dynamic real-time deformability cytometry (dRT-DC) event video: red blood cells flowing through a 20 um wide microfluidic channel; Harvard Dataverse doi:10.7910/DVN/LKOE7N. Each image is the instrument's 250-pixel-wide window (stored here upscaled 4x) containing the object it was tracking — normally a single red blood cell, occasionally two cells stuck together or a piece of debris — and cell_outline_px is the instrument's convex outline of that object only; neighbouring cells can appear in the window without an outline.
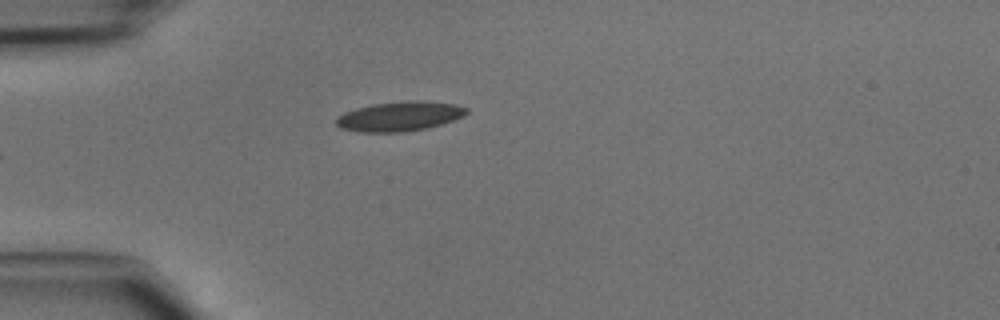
{"species": "common noctule bat (a hibernating species)", "species_latin": "Nyctalus noctula", "temperature_condition": "cold", "stored_images_in_passage": 34, "camera_frame_rate_fps": 3000, "um_per_image_px": 0.085, "animal": {"sex": "male", "body_mass_g": 15.6}, "frame": {"image": 1, "passage_image": 1, "time_ms": 0.0, "image_size_px": [1000, 320], "cell_outline_px": [[468, 112], [464, 116], [428, 128], [404, 132], [360, 132], [340, 128], [336, 124], [336, 120], [344, 112], [356, 108], [372, 104], [408, 100], [420, 100], [456, 104], [468, 108]], "centroid_in_image_um": [33.98, 9.88], "position_along_channel_um": 51.0, "area_um2": 22.54}}
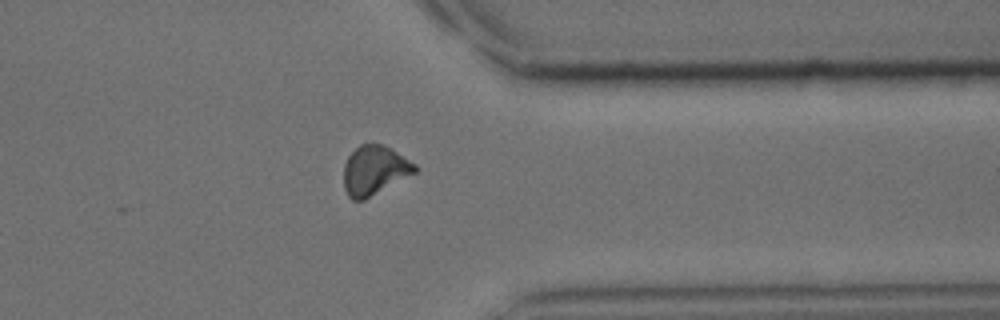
{"frame": {"image": 2, "passage_image": 25, "time_ms": 8.0, "image_size_px": [1000, 320], "cell_outline_px": [[420, 168], [416, 172], [364, 200], [352, 200], [348, 196], [344, 188], [344, 164], [348, 156], [360, 144], [384, 144], [392, 148], [416, 164]], "centroid_in_image_um": [31.84, 14.47], "position_along_channel_um": 379.6, "area_um2": 20.52}}
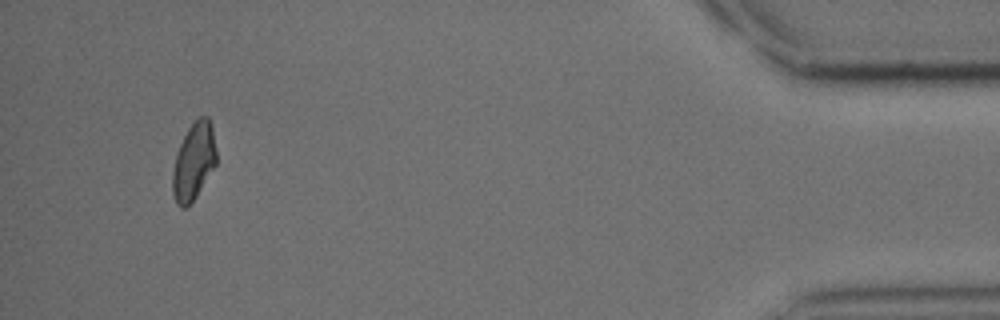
{"frame": {"image": 3, "passage_image": 32, "time_ms": 10.333, "image_size_px": [1000, 320], "cell_outline_px": [[216, 164], [196, 196], [184, 208], [180, 208], [176, 204], [172, 192], [172, 172], [176, 152], [188, 128], [200, 116], [208, 116], [212, 128], [216, 152]], "centroid_in_image_um": [16.44, 13.73], "position_along_channel_um": 418.8, "area_um2": 19.54}}